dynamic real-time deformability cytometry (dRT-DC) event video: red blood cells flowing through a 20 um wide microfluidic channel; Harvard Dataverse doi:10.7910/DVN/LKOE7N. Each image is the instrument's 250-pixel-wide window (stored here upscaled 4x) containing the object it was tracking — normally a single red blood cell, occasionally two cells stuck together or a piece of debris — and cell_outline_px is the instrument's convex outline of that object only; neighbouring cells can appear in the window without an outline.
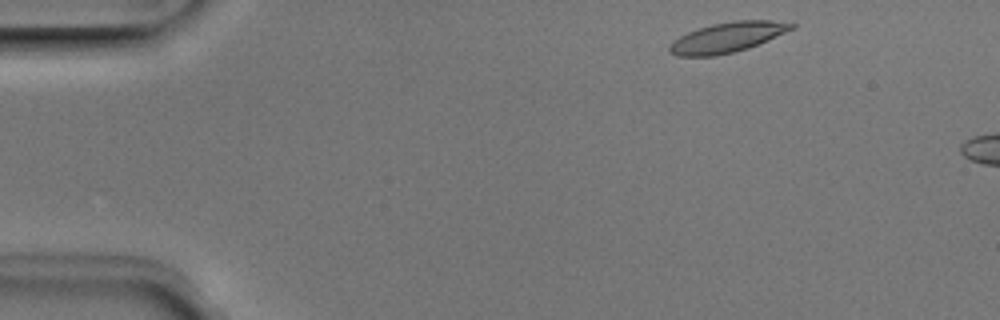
{"species": "Egyptian fruit bat (a non-hibernating species)", "species_latin": "Rousettus aegyptiacus", "temperature_condition": "room temperature", "stored_images_in_passage": 4, "camera_frame_rate_fps": 3000, "um_per_image_px": 0.085, "animal": {"sex": "male"}, "frame": {"image": 1, "passage_image": 1, "time_ms": 0.0, "image_size_px": [1000, 320], "cell_outline_px": [[796, 28], [768, 40], [748, 48], [716, 56], [676, 56], [668, 52], [668, 48], [680, 36], [688, 32], [712, 24], [732, 20], [772, 20], [796, 24]], "centroid_in_image_um": [61.86, 3.17], "position_along_channel_um": 23.1, "area_um2": 21.33}}